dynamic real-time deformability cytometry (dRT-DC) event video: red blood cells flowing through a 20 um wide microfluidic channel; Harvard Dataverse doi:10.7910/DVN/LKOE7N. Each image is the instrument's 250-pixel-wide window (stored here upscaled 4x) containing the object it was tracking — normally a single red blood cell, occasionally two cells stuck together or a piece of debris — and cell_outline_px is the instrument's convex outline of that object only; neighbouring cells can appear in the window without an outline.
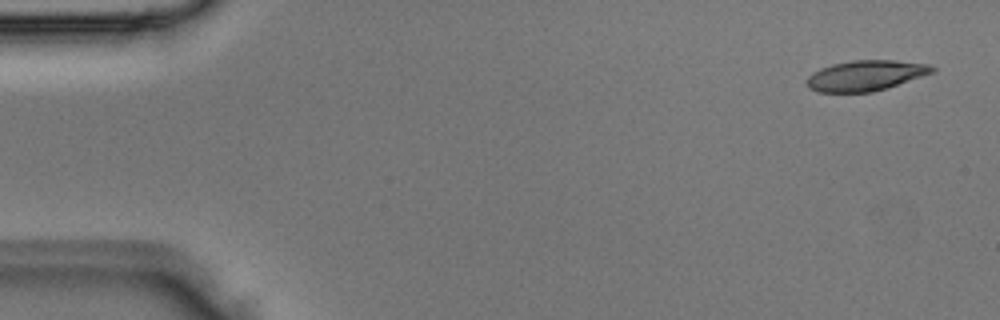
{"species": "Egyptian fruit bat (a non-hibernating species)", "species_latin": "Rousettus aegyptiacus", "temperature_condition": "room temperature", "stored_images_in_passage": 3, "camera_frame_rate_fps": 3000, "um_per_image_px": 0.085, "animal": {"sex": "male"}, "frame": {"image": 1, "passage_image": 1, "time_ms": 0.0, "image_size_px": [1000, 320], "cell_outline_px": [[936, 72], [888, 88], [872, 92], [816, 92], [808, 88], [808, 76], [812, 72], [820, 68], [832, 64], [852, 60], [896, 60], [928, 64], [936, 68]], "centroid_in_image_um": [73.61, 6.42], "position_along_channel_um": 11.4, "area_um2": 22.48}}